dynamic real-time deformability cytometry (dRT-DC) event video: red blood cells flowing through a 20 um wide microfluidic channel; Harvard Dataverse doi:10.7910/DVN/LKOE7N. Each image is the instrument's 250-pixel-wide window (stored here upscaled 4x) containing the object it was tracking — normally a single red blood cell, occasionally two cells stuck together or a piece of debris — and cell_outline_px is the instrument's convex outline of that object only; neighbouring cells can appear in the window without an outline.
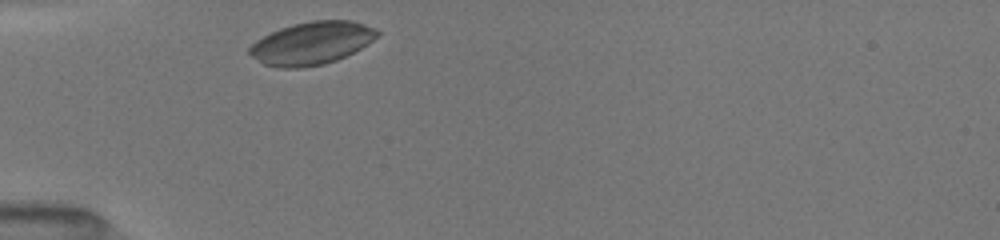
{"species": "common noctule bat (a hibernating species)", "species_latin": "Nyctalus noctula", "temperature_condition": "room temperature", "stored_images_in_passage": 7, "camera_frame_rate_fps": 3000, "um_per_image_px": 0.085, "animal": {"sex": "female", "body_mass_g": 19.5, "forearm_length_mm": 54.1}, "frame": {"image": 1, "passage_image": 1, "time_ms": 0.0, "image_size_px": [1000, 240], "cell_outline_px": [[380, 32], [368, 44], [336, 60], [324, 64], [300, 68], [280, 68], [264, 64], [252, 56], [248, 52], [248, 48], [256, 40], [280, 28], [292, 24], [312, 20], [352, 20], [376, 28]], "centroid_in_image_um": [26.49, 3.66], "position_along_channel_um": 58.5, "area_um2": 31.67}}
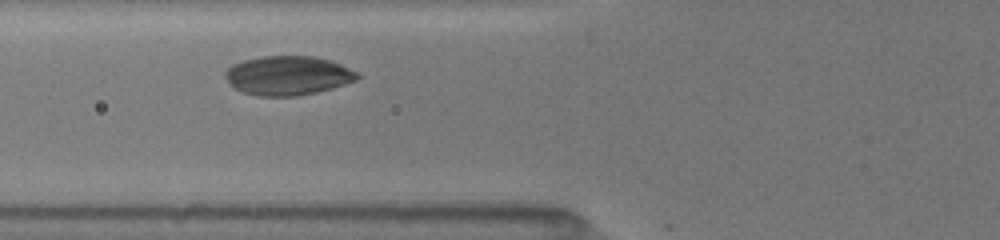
{"frame": {"image": 2, "passage_image": 4, "time_ms": 1.333, "image_size_px": [1000, 240], "cell_outline_px": [[360, 76], [356, 80], [332, 88], [316, 92], [296, 96], [256, 96], [244, 92], [228, 84], [224, 76], [224, 72], [232, 64], [244, 60], [260, 56], [312, 56], [332, 60], [360, 72]], "centroid_in_image_um": [24.47, 6.41], "position_along_channel_um": 101.3, "area_um2": 30.4}}